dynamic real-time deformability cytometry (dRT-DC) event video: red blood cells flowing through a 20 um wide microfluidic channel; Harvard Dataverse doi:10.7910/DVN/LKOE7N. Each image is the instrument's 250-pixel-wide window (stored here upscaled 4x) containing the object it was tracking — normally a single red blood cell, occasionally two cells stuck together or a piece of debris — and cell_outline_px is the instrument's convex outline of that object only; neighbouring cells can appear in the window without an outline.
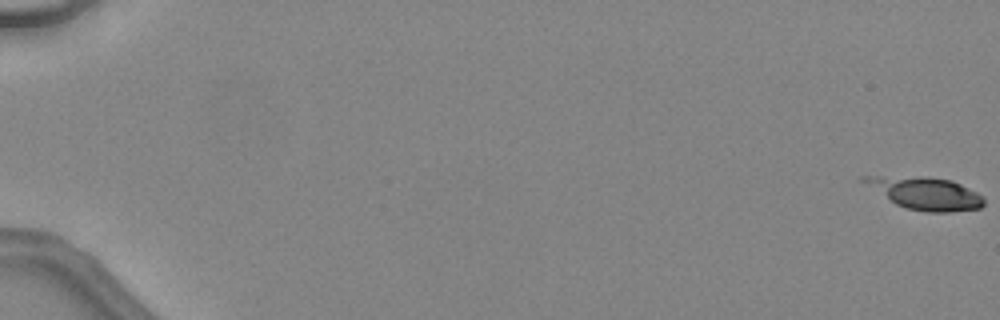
{"species": "common noctule bat (a hibernating species)", "species_latin": "Nyctalus noctula", "temperature_condition": "warm", "stored_images_in_passage": 11, "camera_frame_rate_fps": 3000, "um_per_image_px": 0.085, "animal": {"sex": "female", "body_mass_g": 24.6, "forearm_length_mm": 56.2}, "frame": {"image": 1, "passage_image": 1, "time_ms": 0.0, "image_size_px": [1000, 320], "cell_outline_px": [[984, 204], [980, 208], [948, 212], [924, 212], [908, 208], [896, 204], [856, 180], [860, 176], [924, 176], [952, 180], [984, 196]], "centroid_in_image_um": [78.6, 16.41], "position_along_channel_um": 6.4, "area_um2": 22.89}}